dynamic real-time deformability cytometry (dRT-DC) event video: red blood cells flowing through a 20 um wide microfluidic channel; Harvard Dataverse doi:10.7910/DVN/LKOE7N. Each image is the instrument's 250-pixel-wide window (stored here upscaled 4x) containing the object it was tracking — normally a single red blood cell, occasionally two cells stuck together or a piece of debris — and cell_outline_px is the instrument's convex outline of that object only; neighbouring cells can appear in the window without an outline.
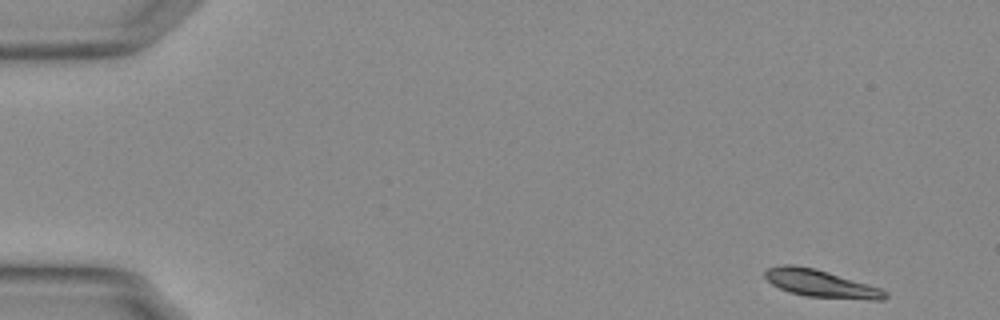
{"species": "Egyptian fruit bat (a non-hibernating species)", "species_latin": "Rousettus aegyptiacus", "temperature_condition": "warm", "stored_images_in_passage": 52, "camera_frame_rate_fps": 3000, "um_per_image_px": 0.085, "animal": {"sex": "female"}, "frame": {"image": 1, "passage_image": 1, "time_ms": 0.0, "image_size_px": [1000, 320], "cell_outline_px": [[888, 296], [884, 300], [868, 300], [804, 296], [788, 292], [772, 284], [764, 276], [764, 272], [768, 268], [784, 264], [792, 264], [816, 268], [868, 284], [880, 288], [888, 292]], "centroid_in_image_um": [69.78, 24.11], "position_along_channel_um": 15.2, "area_um2": 19.36}}
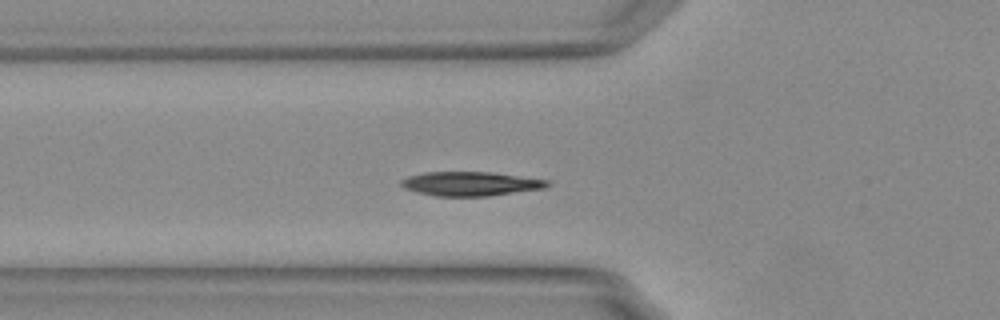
{"frame": {"image": 2, "passage_image": 17, "time_ms": 5.333, "image_size_px": [1000, 320], "cell_outline_px": [[552, 184], [544, 188], [488, 196], [436, 196], [416, 192], [404, 188], [400, 184], [400, 180], [408, 176], [424, 172], [488, 172], [548, 180]], "centroid_in_image_um": [39.95, 15.62], "position_along_channel_um": 85.8, "area_um2": 20.46}}
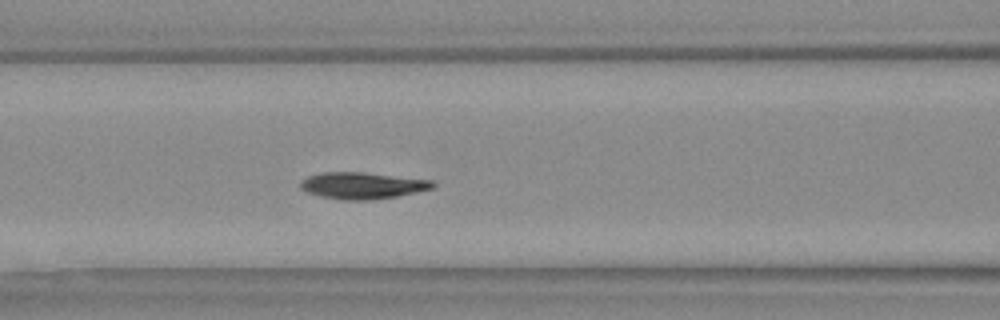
{"frame": {"image": 3, "passage_image": 21, "time_ms": 6.667, "image_size_px": [1000, 320], "cell_outline_px": [[436, 188], [396, 196], [368, 200], [340, 200], [320, 196], [308, 192], [300, 188], [300, 184], [308, 176], [324, 172], [364, 172], [432, 180], [436, 184]], "centroid_in_image_um": [30.84, 15.77], "position_along_channel_um": 135.8, "area_um2": 20.46}, "authors_computed_cell_mechanics": {"area_um2": 19.9121, "velocity_mm_per_s": 3.7168, "shape_relaxation_time_tau1_ms": 2.7368, "shape_relaxation_time_tau2_ms": null, "deformation_change_tau1": 0.1324, "deformation_change_tau2": null}}